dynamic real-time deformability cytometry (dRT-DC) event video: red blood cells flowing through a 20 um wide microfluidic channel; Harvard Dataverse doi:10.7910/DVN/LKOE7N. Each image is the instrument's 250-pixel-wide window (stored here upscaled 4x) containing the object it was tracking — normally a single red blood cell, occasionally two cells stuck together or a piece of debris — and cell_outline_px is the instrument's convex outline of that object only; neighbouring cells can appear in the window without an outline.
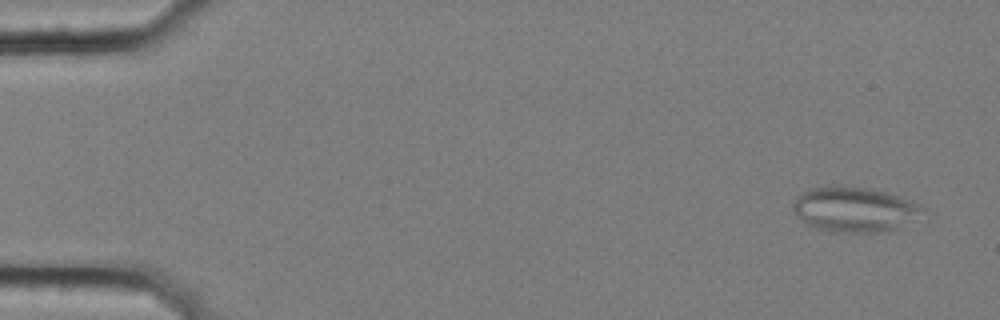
{"species": "common noctule bat (a hibernating species)", "species_latin": "Nyctalus noctula", "temperature_condition": "cold", "stored_images_in_passage": 57, "camera_frame_rate_fps": 3000, "um_per_image_px": 0.085, "animal": {"sex": "female", "body_mass_g": 25.1}, "frame": {"image": 1, "passage_image": 3, "time_ms": 0.667, "image_size_px": [1000, 320], "cell_outline_px": [[928, 212], [896, 228], [880, 232], [836, 232], [816, 228], [808, 224], [792, 208], [792, 200], [796, 196], [812, 188], [872, 188], [900, 196], [912, 200], [920, 204]], "centroid_in_image_um": [72.7, 17.81], "position_along_channel_um": 12.3, "area_um2": 33.35}}
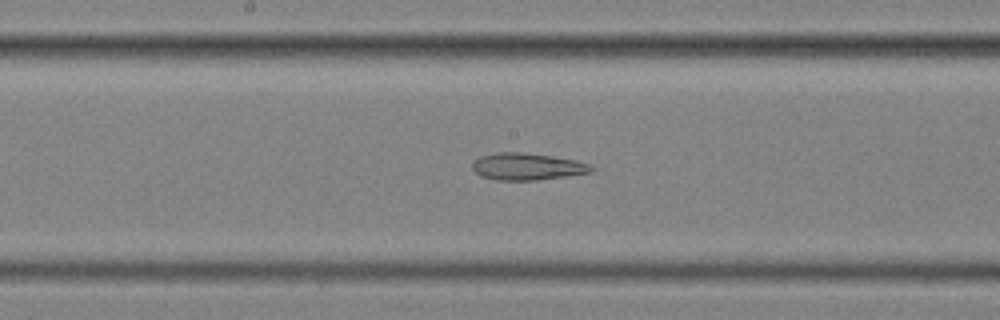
{"frame": {"image": 2, "passage_image": 30, "time_ms": 9.667, "image_size_px": [1000, 320], "cell_outline_px": [[596, 168], [592, 172], [536, 180], [496, 180], [480, 176], [472, 168], [472, 164], [480, 156], [496, 152], [520, 152], [552, 156], [576, 160], [588, 164]], "centroid_in_image_um": [44.8, 14.15], "position_along_channel_um": 203.4, "area_um2": 18.61}}
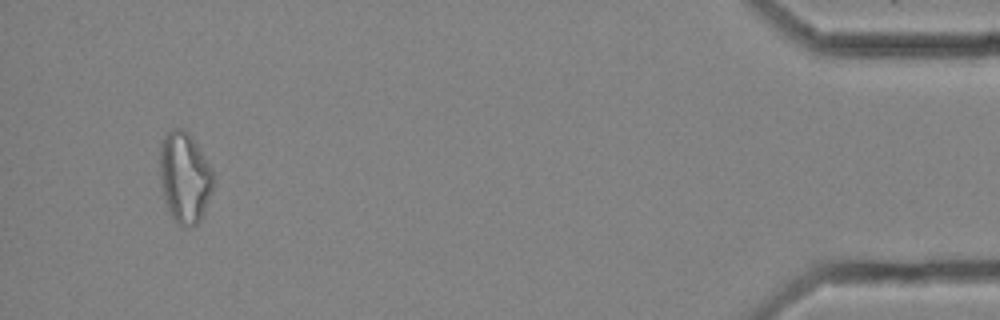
{"frame": {"image": 3, "passage_image": 54, "time_ms": 17.667, "image_size_px": [1000, 320], "cell_outline_px": [[212, 188], [200, 220], [196, 224], [180, 228], [172, 220], [168, 212], [160, 188], [160, 144], [164, 136], [172, 128], [180, 128], [188, 132], [212, 168]], "centroid_in_image_um": [15.64, 15.11], "position_along_channel_um": 419.6, "area_um2": 28.38}, "authors_computed_cell_mechanics": {"area_um2": 25.0274, "velocity_mm_per_s": 3.5877, "shape_relaxation_time_tau1_ms": null, "shape_relaxation_time_tau2_ms": 4.4042, "deformation_change_tau1": null, "deformation_change_tau2": 0.1616}}